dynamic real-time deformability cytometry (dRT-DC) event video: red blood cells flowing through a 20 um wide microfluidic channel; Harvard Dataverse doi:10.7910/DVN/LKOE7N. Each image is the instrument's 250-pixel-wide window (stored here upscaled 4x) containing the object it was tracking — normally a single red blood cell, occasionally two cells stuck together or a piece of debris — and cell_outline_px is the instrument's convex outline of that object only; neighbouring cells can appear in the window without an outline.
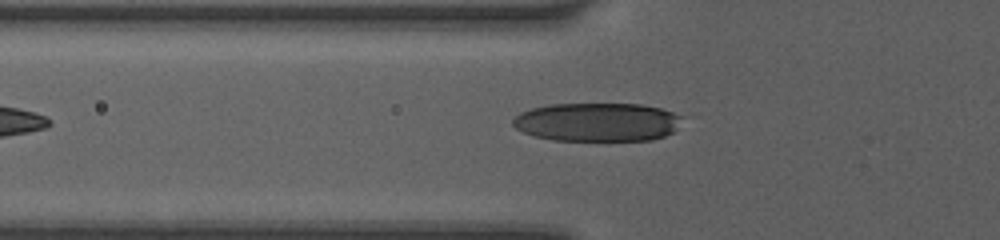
{"species": "human", "species_latin": "Homo sapiens", "temperature_condition": "room temperature", "stored_images_in_passage": 12, "camera_frame_rate_fps": 3000, "um_per_image_px": 0.085, "donor": {"sex": "female"}, "frame": {"image": 1, "passage_image": 2, "time_ms": 0.333, "image_size_px": [1000, 240], "cell_outline_px": [[684, 116], [676, 128], [672, 132], [664, 136], [652, 140], [552, 140], [536, 136], [524, 132], [516, 128], [512, 124], [512, 120], [520, 112], [532, 108], [548, 104], [640, 104], [660, 108]], "centroid_in_image_um": [50.77, 10.37], "position_along_channel_um": 75.0, "area_um2": 38.03}}
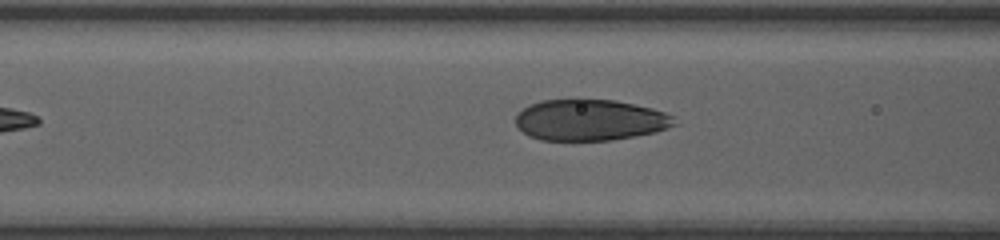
{"frame": {"image": 2, "passage_image": 5, "time_ms": 1.333, "image_size_px": [1000, 240], "cell_outline_px": [[680, 124], [656, 132], [612, 140], [540, 140], [528, 136], [516, 124], [516, 116], [528, 104], [540, 100], [576, 96], [580, 96], [616, 100], [652, 108], [664, 112], [672, 116]], "centroid_in_image_um": [50.15, 10.15], "position_along_channel_um": 116.4, "area_um2": 39.25}}
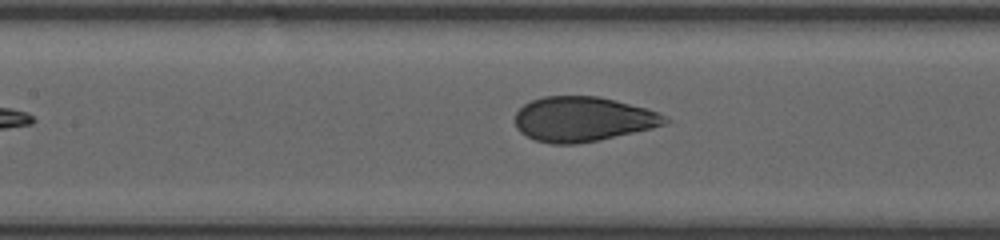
{"frame": {"image": 3, "passage_image": 9, "time_ms": 2.333, "image_size_px": [1000, 240], "cell_outline_px": [[672, 120], [664, 124], [652, 128], [596, 140], [576, 144], [552, 144], [536, 140], [520, 132], [516, 128], [516, 112], [524, 104], [532, 100], [544, 96], [600, 96], [660, 112]], "centroid_in_image_um": [49.55, 10.12], "position_along_channel_um": 157.9, "area_um2": 38.96}}